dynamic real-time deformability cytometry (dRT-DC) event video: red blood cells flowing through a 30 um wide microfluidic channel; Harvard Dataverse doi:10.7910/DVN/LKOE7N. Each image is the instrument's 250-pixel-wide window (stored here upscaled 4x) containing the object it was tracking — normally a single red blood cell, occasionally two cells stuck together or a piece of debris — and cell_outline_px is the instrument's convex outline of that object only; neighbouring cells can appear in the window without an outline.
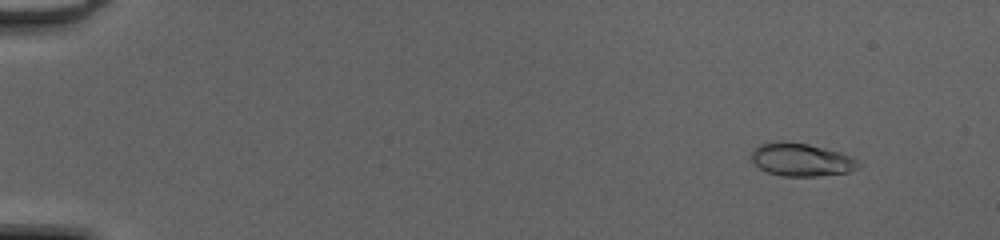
{"species": "common noctule bat (a hibernating species)", "species_latin": "Nyctalus noctula", "temperature_condition": "cold", "stored_images_in_passage": 51, "camera_frame_rate_fps": 3000, "um_per_image_px": 0.085, "animal": {"sex": "female", "body_mass_g": 20.0, "forearm_length_mm": 54.0}, "frame": {"image": 1, "passage_image": 6, "time_ms": 1.667, "image_size_px": [1000, 240], "cell_outline_px": [[864, 164], [848, 172], [816, 176], [780, 176], [768, 172], [760, 168], [752, 160], [752, 152], [760, 144], [776, 140], [784, 140], [808, 144], [840, 152]], "centroid_in_image_um": [68.1, 13.56], "position_along_channel_um": 16.9, "area_um2": 20.52}}
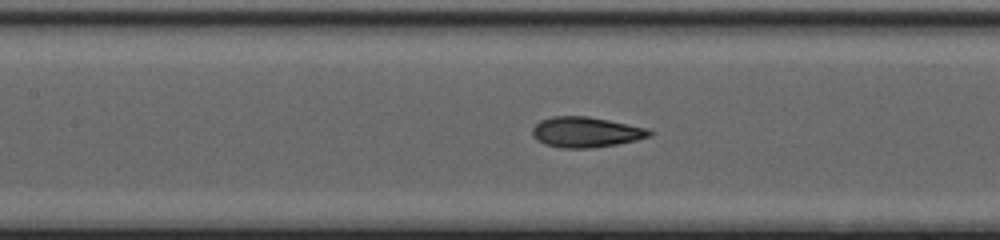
{"frame": {"image": 2, "passage_image": 26, "time_ms": 8.333, "image_size_px": [1000, 240], "cell_outline_px": [[656, 132], [652, 136], [636, 140], [616, 144], [592, 148], [560, 148], [544, 144], [536, 140], [532, 136], [532, 128], [540, 120], [552, 116], [588, 116], [648, 128]], "centroid_in_image_um": [49.8, 11.23], "position_along_channel_um": 157.6, "area_um2": 20.98}}
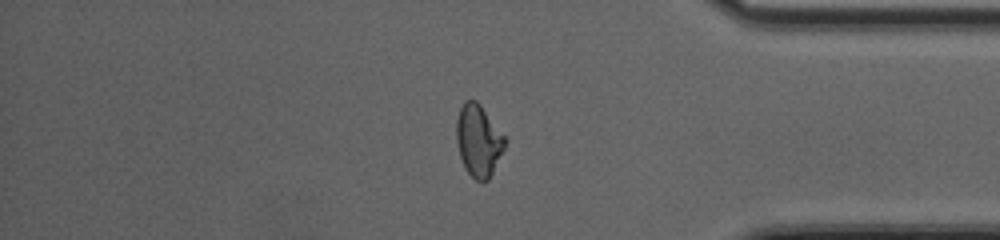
{"frame": {"image": 3, "passage_image": 44, "time_ms": 14.333, "image_size_px": [1000, 240], "cell_outline_px": [[508, 140], [488, 180], [476, 180], [464, 168], [460, 156], [456, 140], [456, 120], [460, 108], [464, 100], [476, 100], [480, 104]], "centroid_in_image_um": [40.66, 11.92], "position_along_channel_um": 394.5, "area_um2": 20.17}, "authors_computed_cell_mechanics": {"area_um2": 20.4034, "velocity_mm_per_s": 4.2366, "shape_relaxation_time_tau1_ms": 6.6328, "shape_relaxation_time_tau2_ms": 0.911, "deformation_change_tau1": 0.2246, "deformation_change_tau2": 0.0567}}